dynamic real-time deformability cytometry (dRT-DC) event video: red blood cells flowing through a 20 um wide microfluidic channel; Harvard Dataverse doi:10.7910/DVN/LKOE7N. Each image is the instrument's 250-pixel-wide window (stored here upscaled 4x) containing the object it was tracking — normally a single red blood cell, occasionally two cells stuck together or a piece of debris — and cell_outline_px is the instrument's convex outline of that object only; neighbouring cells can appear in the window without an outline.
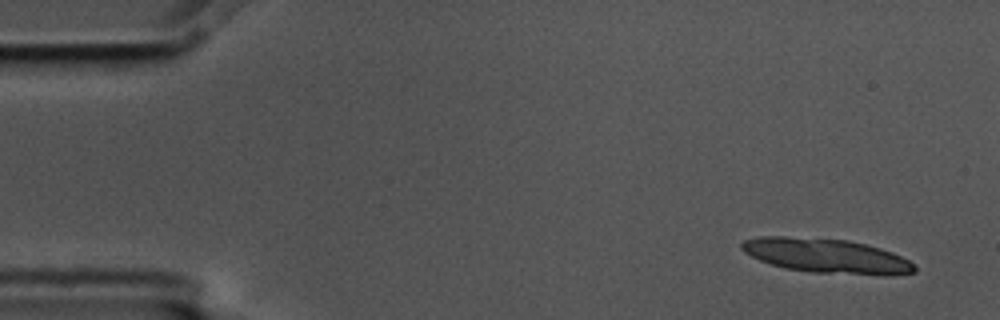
{"species": "common noctule bat (a hibernating species)", "species_latin": "Nyctalus noctula", "temperature_condition": "cold", "stored_images_in_passage": 7, "segment_of_instrument_passage": [1, 2], "camera_frame_rate_fps": 3000, "um_per_image_px": 0.085, "animal": {"sex": "male", "body_mass_g": 17.5, "forearm_length_mm": 52.3}, "frame": {"image": 1, "passage_image": 1, "time_ms": 0.0, "image_size_px": [1000, 320], "cell_outline_px": [[916, 272], [888, 276], [884, 276], [812, 272], [784, 268], [760, 260], [744, 252], [740, 248], [740, 244], [744, 240], [760, 236], [784, 236], [848, 240], [880, 248], [892, 252], [916, 264]], "centroid_in_image_um": [70.28, 21.76], "position_along_channel_um": 14.7, "area_um2": 34.85}}